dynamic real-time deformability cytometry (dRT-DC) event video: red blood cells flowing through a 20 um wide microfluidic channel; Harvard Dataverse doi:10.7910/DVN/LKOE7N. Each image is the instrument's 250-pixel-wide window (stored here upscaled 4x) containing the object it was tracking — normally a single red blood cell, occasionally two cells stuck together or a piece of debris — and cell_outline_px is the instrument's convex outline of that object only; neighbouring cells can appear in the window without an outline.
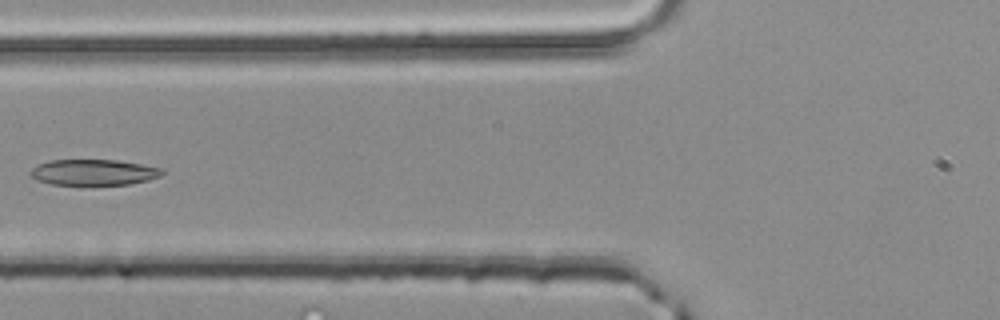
{"species": "common noctule bat (a hibernating species)", "species_latin": "Nyctalus noctula", "temperature_condition": "room temperature", "stored_images_in_passage": 2, "camera_frame_rate_fps": 3000, "um_per_image_px": 0.085, "animal": {"sex": "male", "body_mass_g": 20.4}, "frame": {"image": 1, "passage_image": 2, "time_ms": 0.333, "image_size_px": [1000, 320], "cell_outline_px": [[164, 172], [160, 176], [148, 180], [128, 184], [52, 184], [36, 180], [28, 172], [36, 164], [48, 160], [116, 160], [164, 168]], "centroid_in_image_um": [7.93, 14.63], "position_along_channel_um": 117.9, "area_um2": 19.77}}